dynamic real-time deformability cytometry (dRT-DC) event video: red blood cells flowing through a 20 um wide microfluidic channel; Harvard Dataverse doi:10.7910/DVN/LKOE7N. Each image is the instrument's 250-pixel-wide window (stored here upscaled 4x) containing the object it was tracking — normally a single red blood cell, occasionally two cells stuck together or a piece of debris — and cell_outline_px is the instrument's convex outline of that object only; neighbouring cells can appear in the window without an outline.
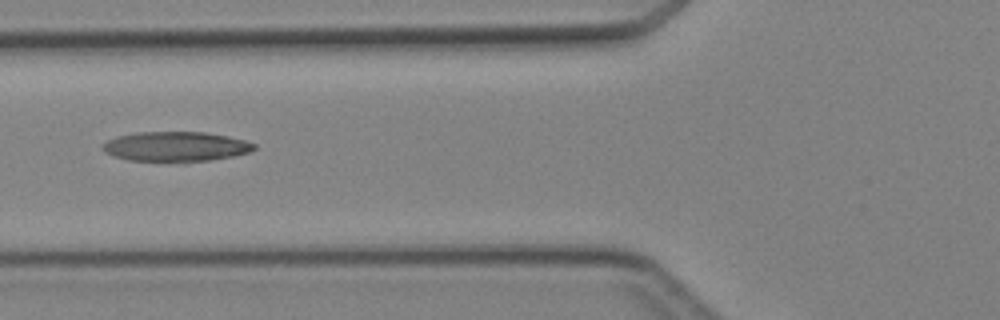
{"species": "Egyptian fruit bat (a non-hibernating species)", "species_latin": "Rousettus aegyptiacus", "temperature_condition": "cold", "stored_images_in_passage": 3, "camera_frame_rate_fps": 3000, "um_per_image_px": 0.085, "animal": {"sex": "female"}, "frame": {"image": 1, "passage_image": 3, "time_ms": 2.333, "image_size_px": [1000, 320], "cell_outline_px": [[256, 148], [248, 152], [232, 156], [184, 164], [128, 160], [104, 152], [100, 148], [100, 144], [116, 136], [136, 132], [204, 132], [228, 136], [244, 140], [256, 144]], "centroid_in_image_um": [14.89, 12.48], "position_along_channel_um": 110.9, "area_um2": 26.99}}